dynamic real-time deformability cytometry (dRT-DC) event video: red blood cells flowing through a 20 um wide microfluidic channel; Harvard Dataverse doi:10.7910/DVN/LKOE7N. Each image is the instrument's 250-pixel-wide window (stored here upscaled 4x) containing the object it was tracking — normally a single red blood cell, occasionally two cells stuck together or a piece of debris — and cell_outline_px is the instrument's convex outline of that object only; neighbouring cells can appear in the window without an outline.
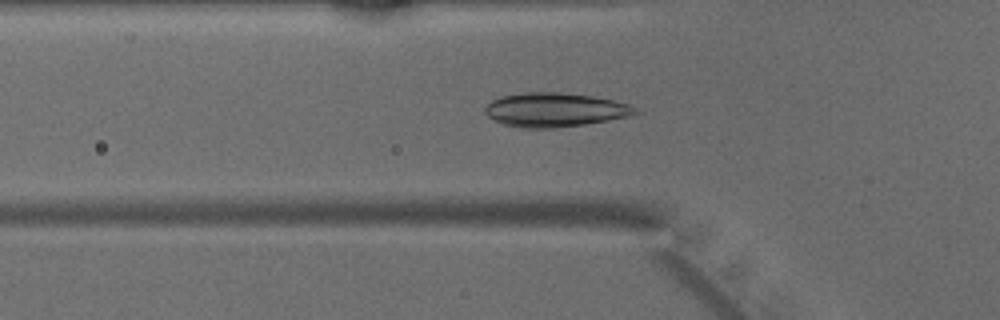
{"species": "common noctule bat (a hibernating species)", "species_latin": "Nyctalus noctula", "temperature_condition": "warm", "stored_images_in_passage": 28, "camera_frame_rate_fps": 3000, "um_per_image_px": 0.085, "animal": {"sex": "male", "body_mass_g": 15.6}, "frame": {"image": 1, "passage_image": 2, "time_ms": 0.333, "image_size_px": [1000, 320], "cell_outline_px": [[640, 112], [632, 116], [584, 124], [552, 128], [520, 128], [504, 124], [488, 116], [484, 112], [484, 108], [492, 100], [500, 96], [524, 92], [560, 92], [592, 96], [616, 100], [628, 104], [636, 108]], "centroid_in_image_um": [47.18, 9.33], "position_along_channel_um": 78.6, "area_um2": 29.88}}
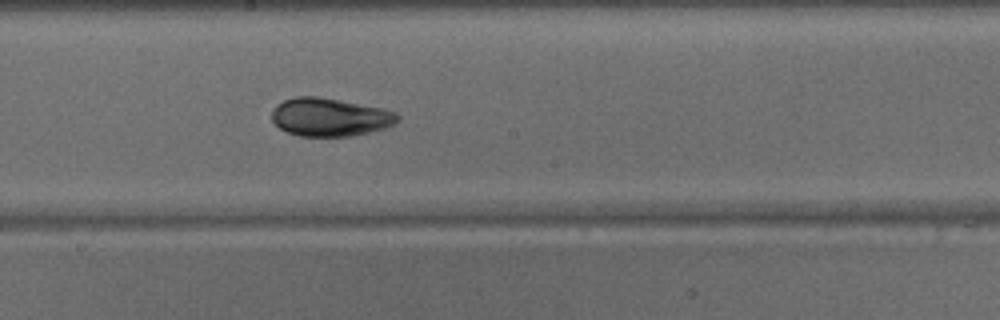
{"frame": {"image": 2, "passage_image": 12, "time_ms": 3.667, "image_size_px": [1000, 320], "cell_outline_px": [[400, 120], [396, 124], [384, 128], [352, 136], [300, 136], [288, 132], [280, 128], [272, 120], [272, 108], [276, 104], [284, 100], [296, 96], [316, 96], [340, 100], [384, 108], [396, 112], [400, 116]], "centroid_in_image_um": [28.06, 9.95], "position_along_channel_um": 220.1, "area_um2": 28.15}}
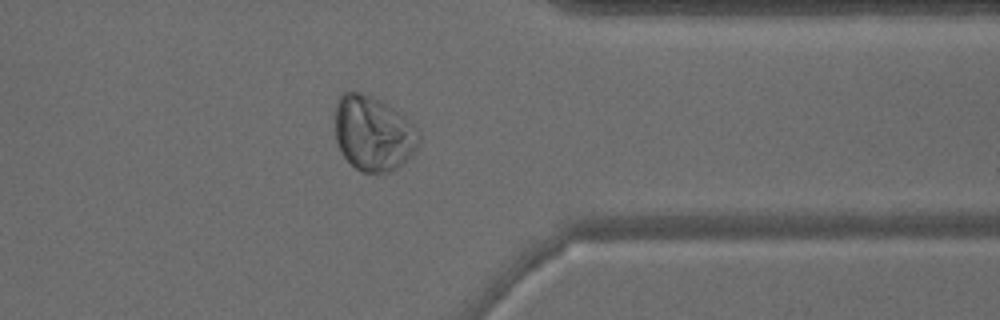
{"frame": {"image": 3, "passage_image": 24, "time_ms": 7.667, "image_size_px": [1000, 320], "cell_outline_px": [[420, 140], [416, 148], [392, 172], [384, 176], [364, 172], [356, 168], [340, 152], [336, 140], [336, 100], [344, 92], [360, 92], [384, 100], [400, 112], [408, 120], [420, 136]], "centroid_in_image_um": [31.71, 11.34], "position_along_channel_um": 379.7, "area_um2": 36.76}}